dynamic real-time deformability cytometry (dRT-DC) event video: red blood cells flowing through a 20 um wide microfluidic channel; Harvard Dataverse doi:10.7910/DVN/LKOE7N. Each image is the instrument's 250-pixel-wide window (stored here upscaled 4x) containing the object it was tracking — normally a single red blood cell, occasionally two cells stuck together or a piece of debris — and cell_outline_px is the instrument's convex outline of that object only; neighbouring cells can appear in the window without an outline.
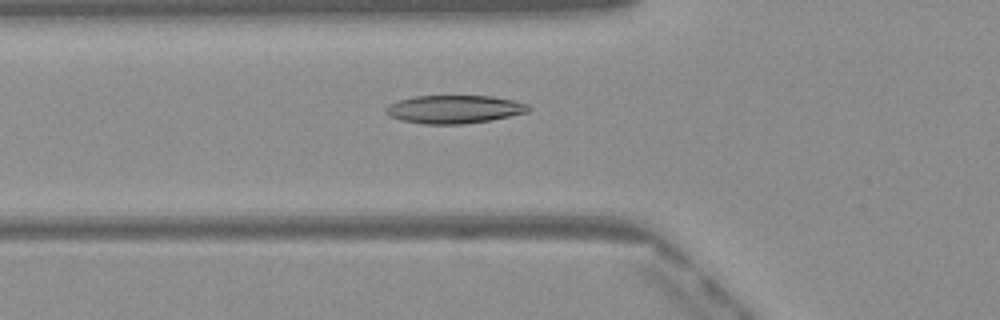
{"species": "Egyptian fruit bat (a non-hibernating species)", "species_latin": "Rousettus aegyptiacus", "temperature_condition": "warm", "stored_images_in_passage": 34, "camera_frame_rate_fps": 3000, "um_per_image_px": 0.085, "frame": {"image": 1, "passage_image": 6, "time_ms": 1.667, "image_size_px": [1000, 320], "cell_outline_px": [[532, 108], [528, 112], [492, 120], [464, 124], [424, 124], [404, 120], [392, 116], [384, 112], [384, 108], [388, 104], [412, 96], [492, 96], [512, 100], [528, 104]], "centroid_in_image_um": [38.63, 9.28], "position_along_channel_um": 87.2, "area_um2": 23.41}}
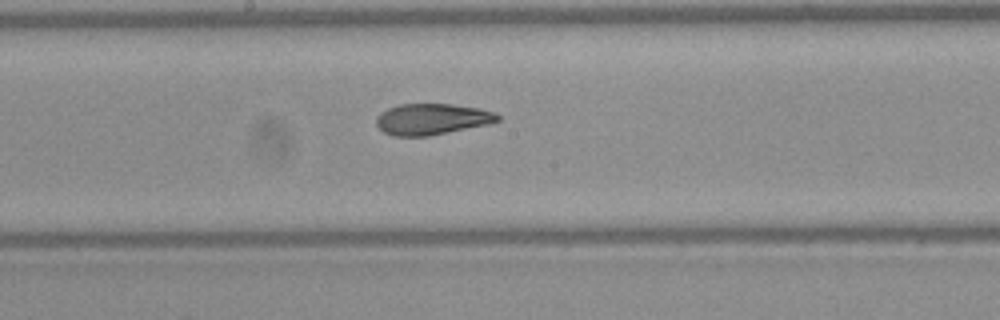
{"frame": {"image": 2, "passage_image": 15, "time_ms": 4.667, "image_size_px": [1000, 320], "cell_outline_px": [[500, 120], [488, 124], [428, 136], [392, 136], [384, 132], [376, 124], [376, 116], [380, 112], [388, 108], [400, 104], [452, 104], [480, 108], [496, 112], [500, 116]], "centroid_in_image_um": [36.71, 10.12], "position_along_channel_um": 211.5, "area_um2": 22.08}}
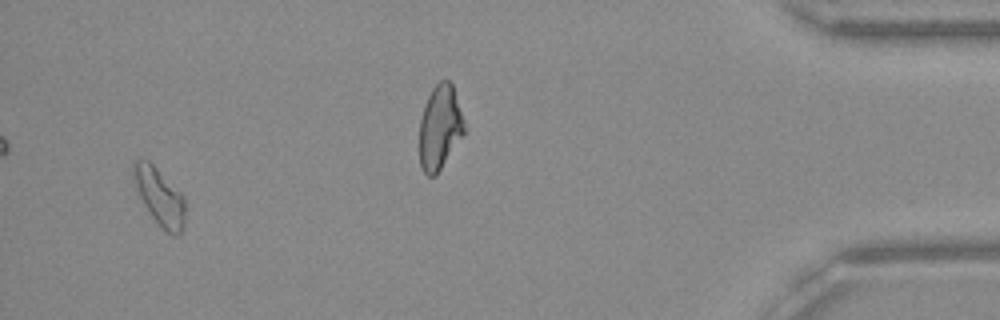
{"frame": {"image": 3, "passage_image": 31, "time_ms": 10.0, "image_size_px": [1000, 320], "cell_outline_px": [[184, 224], [180, 236], [172, 236], [164, 232], [152, 216], [144, 204], [140, 196], [132, 176], [132, 164], [136, 160], [148, 160], [184, 196]], "centroid_in_image_um": [13.57, 16.76], "position_along_channel_um": 421.6, "area_um2": 17.05}, "authors_computed_cell_mechanics": {"area_um2": 22.2819, "velocity_mm_per_s": 4.1069, "shape_relaxation_time_tau1_ms": null, "shape_relaxation_time_tau2_ms": 2.455, "deformation_change_tau1": null, "deformation_change_tau2": 0.0871}}